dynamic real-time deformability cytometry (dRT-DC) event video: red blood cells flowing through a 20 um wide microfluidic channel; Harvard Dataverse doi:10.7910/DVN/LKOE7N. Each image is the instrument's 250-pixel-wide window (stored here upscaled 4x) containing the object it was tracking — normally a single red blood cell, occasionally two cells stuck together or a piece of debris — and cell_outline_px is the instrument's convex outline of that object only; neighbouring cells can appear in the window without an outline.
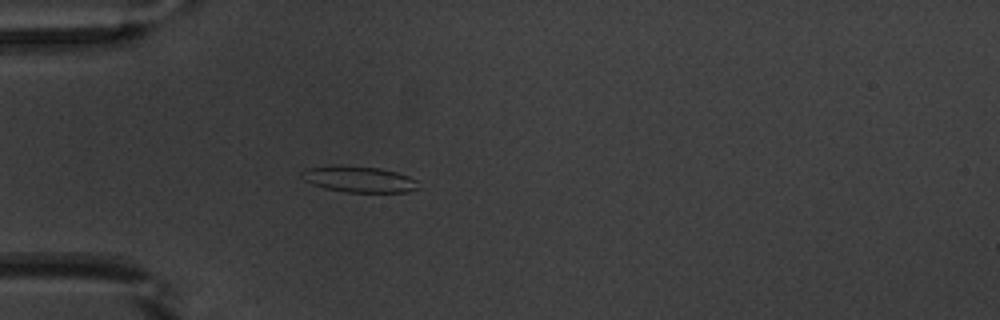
{"species": "common noctule bat (a hibernating species)", "species_latin": "Nyctalus noctula", "temperature_condition": "warm", "stored_images_in_passage": 37, "camera_frame_rate_fps": 3000, "um_per_image_px": 0.085, "animal": {"sex": "male", "body_mass_g": 20.1, "forearm_length_mm": 53.5}, "frame": {"image": 1, "passage_image": 1, "time_ms": 0.0, "image_size_px": [1000, 320], "cell_outline_px": [[420, 188], [408, 192], [344, 192], [324, 188], [312, 184], [304, 180], [300, 176], [300, 172], [304, 168], [340, 164], [380, 168], [396, 172], [408, 176], [416, 180]], "centroid_in_image_um": [30.46, 15.22], "position_along_channel_um": 54.5, "area_um2": 18.09}}
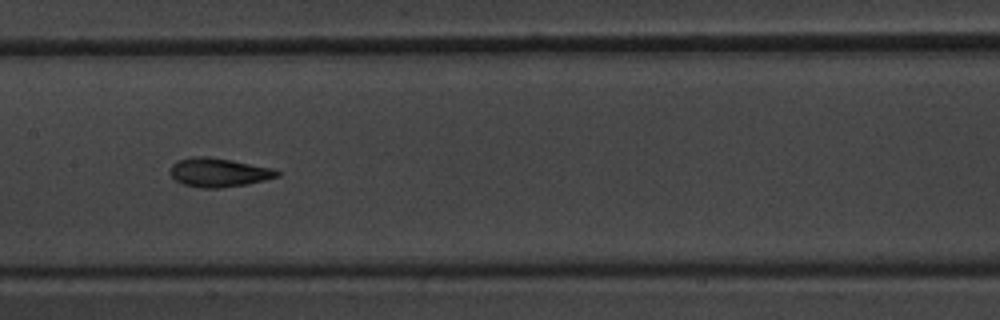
{"frame": {"image": 2, "passage_image": 12, "time_ms": 3.667, "image_size_px": [1000, 320], "cell_outline_px": [[280, 176], [248, 184], [220, 188], [200, 188], [184, 184], [176, 180], [168, 172], [172, 164], [176, 160], [192, 156], [208, 156], [232, 160], [272, 168], [280, 172]], "centroid_in_image_um": [18.56, 14.65], "position_along_channel_um": 188.8, "area_um2": 18.15}}
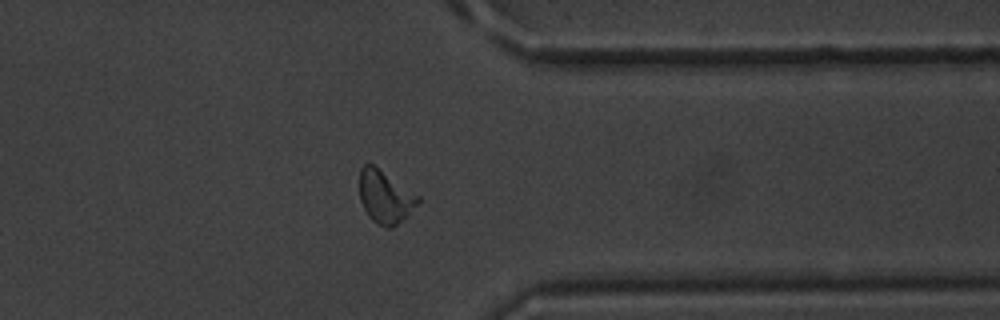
{"frame": {"image": 3, "passage_image": 27, "time_ms": 8.667, "image_size_px": [1000, 320], "cell_outline_px": [[420, 200], [408, 216], [392, 228], [388, 228], [372, 220], [368, 216], [360, 200], [360, 168], [364, 164], [372, 164], [420, 196]], "centroid_in_image_um": [32.74, 16.74], "position_along_channel_um": 378.7, "area_um2": 17.8}, "authors_computed_cell_mechanics": {"area_um2": 17.4556, "velocity_mm_per_s": 3.9011, "shape_relaxation_time_tau1_ms": 2.9443, "shape_relaxation_time_tau2_ms": 1.5453, "deformation_change_tau1": 0.1495, "deformation_change_tau2": 0.0754}}